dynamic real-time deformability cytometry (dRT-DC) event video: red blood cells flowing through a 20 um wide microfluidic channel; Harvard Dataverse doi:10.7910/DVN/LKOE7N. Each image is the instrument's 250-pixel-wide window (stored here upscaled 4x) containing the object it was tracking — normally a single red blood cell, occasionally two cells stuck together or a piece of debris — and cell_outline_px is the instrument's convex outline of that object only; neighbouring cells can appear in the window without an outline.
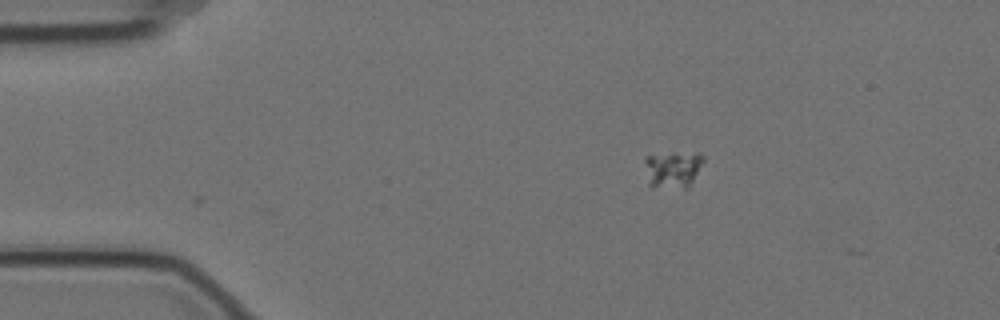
{"species": "Egyptian fruit bat (a non-hibernating species)", "species_latin": "Rousettus aegyptiacus", "temperature_condition": "cold", "stored_images_in_passage": 2, "camera_frame_rate_fps": 3000, "um_per_image_px": 0.085, "animal": {"sex": "female"}, "frame": {"image": 1, "passage_image": 1, "time_ms": 0.0, "image_size_px": [1000, 320], "cell_outline_px": [[704, 160], [688, 188], [652, 188], [648, 184], [644, 160], [648, 156], [672, 152], [696, 152], [704, 156]], "centroid_in_image_um": [57.18, 14.39], "position_along_channel_um": 27.8, "area_um2": 12.83}}